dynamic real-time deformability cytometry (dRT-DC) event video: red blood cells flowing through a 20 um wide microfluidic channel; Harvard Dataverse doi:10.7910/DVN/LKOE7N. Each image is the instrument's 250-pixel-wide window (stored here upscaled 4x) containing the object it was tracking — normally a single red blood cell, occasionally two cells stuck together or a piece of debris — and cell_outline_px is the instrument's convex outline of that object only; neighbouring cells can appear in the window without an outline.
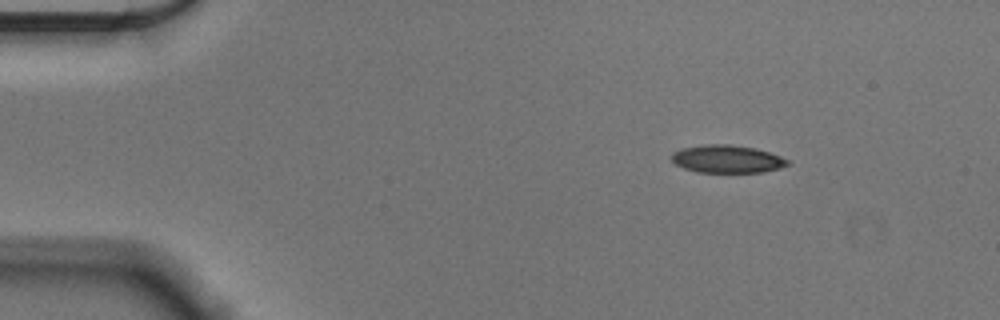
{"species": "Egyptian fruit bat (a non-hibernating species)", "species_latin": "Rousettus aegyptiacus", "temperature_condition": "cold", "stored_images_in_passage": 49, "camera_frame_rate_fps": 3000, "um_per_image_px": 0.085, "animal": {"sex": "male"}, "frame": {"image": 1, "passage_image": 1, "time_ms": 0.0, "image_size_px": [1000, 320], "cell_outline_px": [[788, 164], [780, 168], [760, 172], [696, 172], [684, 168], [676, 164], [672, 160], [672, 152], [680, 148], [704, 144], [728, 144], [756, 148], [780, 156], [788, 160]], "centroid_in_image_um": [61.76, 13.5], "position_along_channel_um": 23.2, "area_um2": 18.73}}
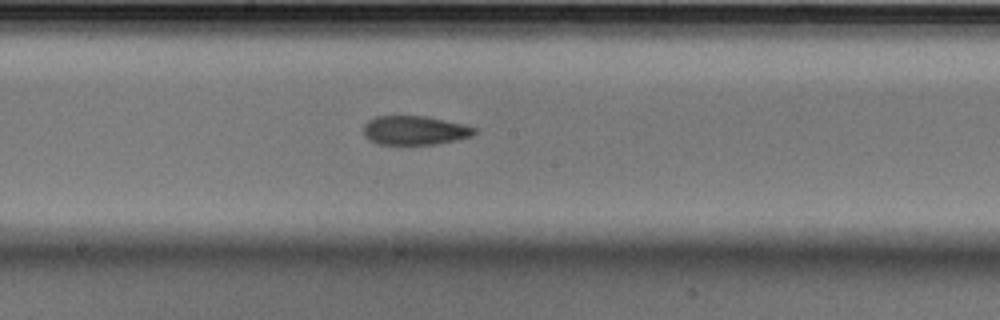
{"frame": {"image": 2, "passage_image": 23, "time_ms": 7.333, "image_size_px": [1000, 320], "cell_outline_px": [[476, 132], [472, 136], [456, 140], [436, 144], [376, 144], [368, 140], [364, 136], [364, 124], [368, 120], [376, 116], [424, 116], [464, 124], [476, 128]], "centroid_in_image_um": [35.23, 11.08], "position_along_channel_um": 213.0, "area_um2": 18.79}}
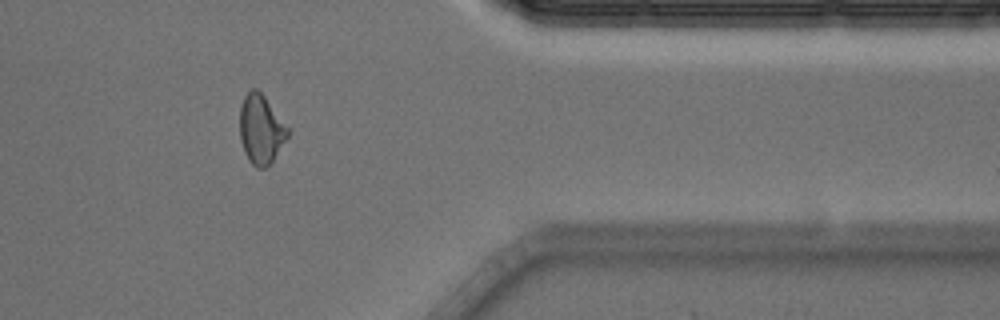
{"frame": {"image": 3, "passage_image": 39, "time_ms": 12.667, "image_size_px": [1000, 320], "cell_outline_px": [[292, 132], [272, 160], [264, 168], [256, 168], [248, 160], [244, 152], [240, 140], [240, 108], [244, 96], [252, 88], [256, 88], [264, 96], [292, 128]], "centroid_in_image_um": [22.22, 10.98], "position_along_channel_um": 389.2, "area_um2": 19.71}, "authors_computed_cell_mechanics": {"area_um2": 19.4786, "velocity_mm_per_s": 3.6168, "shape_relaxation_time_tau1_ms": 4.3313, "shape_relaxation_time_tau2_ms": 4.1663, "deformation_change_tau1": 0.1287, "deformation_change_tau2": 0.118}}